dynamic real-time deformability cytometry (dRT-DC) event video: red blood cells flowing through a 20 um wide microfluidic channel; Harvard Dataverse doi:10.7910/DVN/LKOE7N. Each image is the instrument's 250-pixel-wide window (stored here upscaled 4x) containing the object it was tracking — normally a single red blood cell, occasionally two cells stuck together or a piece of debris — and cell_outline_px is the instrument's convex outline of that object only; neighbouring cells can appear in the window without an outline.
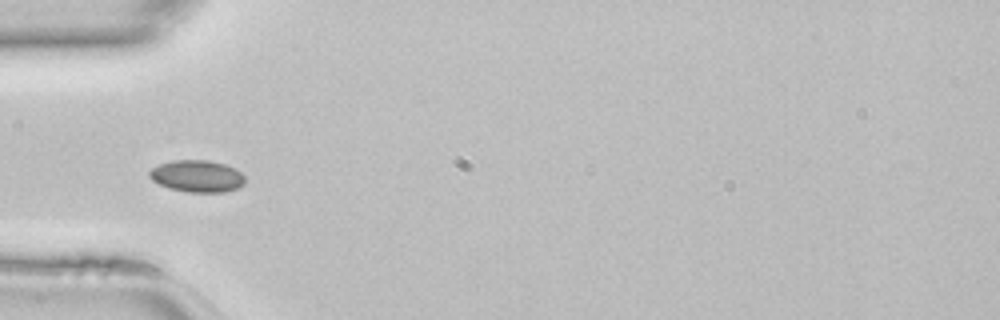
{"species": "common noctule bat (a hibernating species)", "species_latin": "Nyctalus noctula", "temperature_condition": "room temperature", "stored_images_in_passage": 13, "camera_frame_rate_fps": 3000, "um_per_image_px": 0.085, "animal": {"sex": "female", "body_mass_g": 22.7, "forearm_length_mm": 54.2}, "frame": {"image": 1, "passage_image": 1, "time_ms": 0.0, "image_size_px": [1000, 320], "cell_outline_px": [[244, 184], [240, 188], [224, 192], [188, 192], [168, 188], [152, 180], [148, 176], [148, 172], [152, 168], [160, 164], [172, 160], [208, 160], [224, 164], [240, 172], [244, 176]], "centroid_in_image_um": [16.74, 14.98], "position_along_channel_um": 68.3, "area_um2": 17.8}}